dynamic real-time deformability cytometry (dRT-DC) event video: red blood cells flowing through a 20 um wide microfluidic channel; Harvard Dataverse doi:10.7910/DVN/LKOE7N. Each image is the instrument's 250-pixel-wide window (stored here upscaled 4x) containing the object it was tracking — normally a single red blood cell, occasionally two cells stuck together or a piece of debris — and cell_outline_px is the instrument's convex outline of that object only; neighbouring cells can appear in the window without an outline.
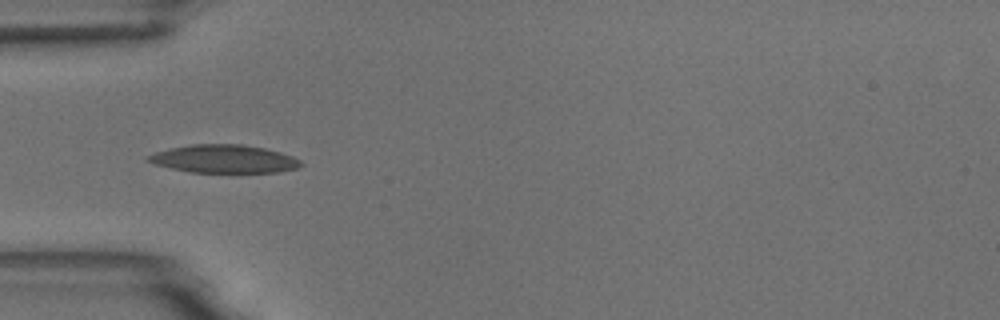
{"species": "common noctule bat (a hibernating species)", "species_latin": "Nyctalus noctula", "temperature_condition": "room temperature", "stored_images_in_passage": 3, "camera_frame_rate_fps": 3000, "um_per_image_px": 0.085, "animal": {"sex": "male", "body_mass_g": 18.8}, "frame": {"image": 1, "passage_image": 3, "time_ms": 2.333, "image_size_px": [1000, 320], "cell_outline_px": [[304, 164], [296, 168], [276, 172], [192, 172], [172, 168], [156, 164], [144, 160], [144, 156], [156, 152], [172, 148], [192, 144], [240, 144], [264, 148], [280, 152], [292, 156], [300, 160]], "centroid_in_image_um": [19.03, 13.5], "position_along_channel_um": 66.0, "area_um2": 24.8}}